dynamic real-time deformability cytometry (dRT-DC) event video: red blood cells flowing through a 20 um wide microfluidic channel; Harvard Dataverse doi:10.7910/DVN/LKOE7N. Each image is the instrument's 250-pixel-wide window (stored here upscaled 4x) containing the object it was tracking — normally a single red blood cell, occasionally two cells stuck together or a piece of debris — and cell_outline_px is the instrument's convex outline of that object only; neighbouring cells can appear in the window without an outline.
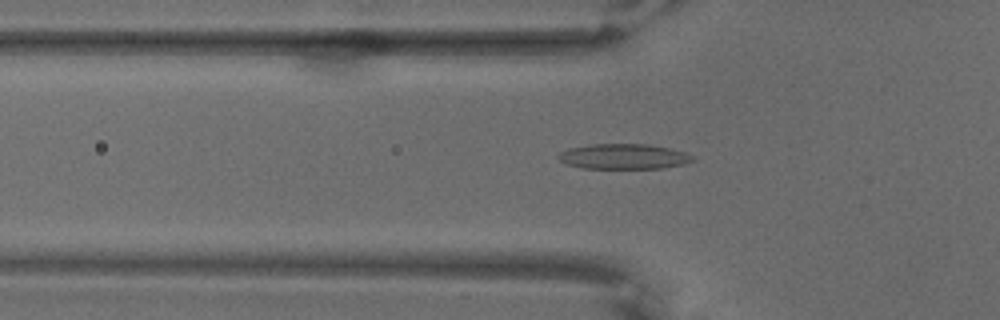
{"species": "common noctule bat (a hibernating species)", "species_latin": "Nyctalus noctula", "temperature_condition": "warm", "stored_images_in_passage": 67, "camera_frame_rate_fps": 3000, "um_per_image_px": 0.085, "animal": {"sex": "male", "body_mass_g": 18.8}, "frame": {"image": 1, "passage_image": 23, "time_ms": 7.333, "image_size_px": [1000, 320], "cell_outline_px": [[696, 160], [684, 164], [664, 168], [580, 168], [564, 164], [556, 156], [560, 152], [568, 148], [592, 144], [648, 144], [672, 148], [684, 152], [692, 156]], "centroid_in_image_um": [53.0, 13.3], "position_along_channel_um": 72.8, "area_um2": 19.94}}
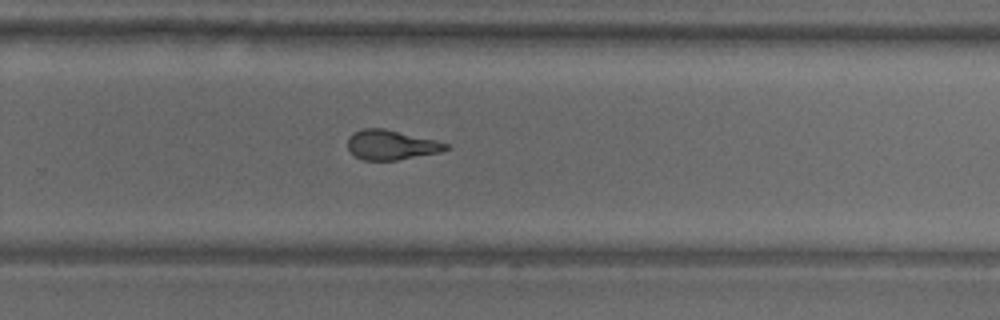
{"frame": {"image": 2, "passage_image": 45, "time_ms": 14.667, "image_size_px": [1000, 320], "cell_outline_px": [[452, 148], [440, 152], [396, 160], [364, 160], [356, 156], [348, 148], [348, 136], [352, 132], [364, 128], [384, 128], [436, 140], [448, 144]], "centroid_in_image_um": [33.26, 12.3], "position_along_channel_um": 296.5, "area_um2": 16.99}}
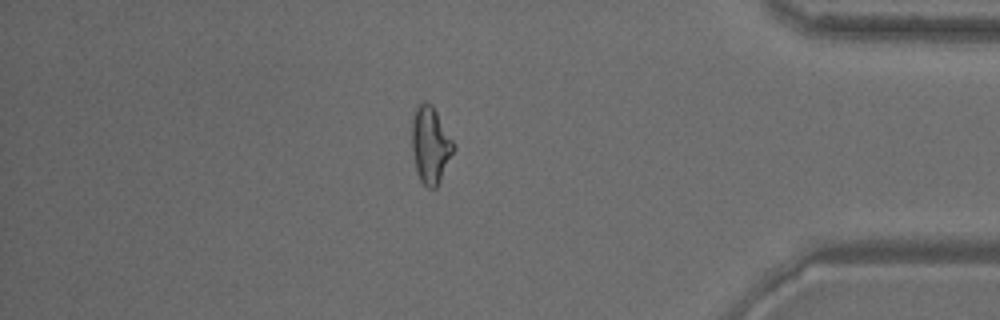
{"frame": {"image": 3, "passage_image": 58, "time_ms": 19.0, "image_size_px": [1000, 320], "cell_outline_px": [[456, 148], [436, 188], [428, 188], [420, 180], [416, 172], [412, 152], [412, 112], [424, 100], [432, 104], [456, 144]], "centroid_in_image_um": [36.59, 12.3], "position_along_channel_um": 398.6, "area_um2": 18.96}}